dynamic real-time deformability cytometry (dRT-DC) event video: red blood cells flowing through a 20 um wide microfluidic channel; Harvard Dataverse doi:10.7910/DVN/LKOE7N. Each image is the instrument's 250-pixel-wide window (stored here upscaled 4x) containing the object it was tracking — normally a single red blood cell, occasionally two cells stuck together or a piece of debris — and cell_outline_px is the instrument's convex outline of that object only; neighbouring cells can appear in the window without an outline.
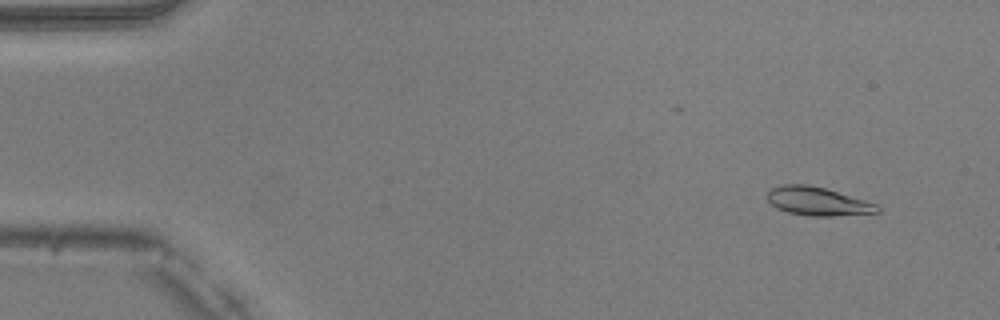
{"species": "common noctule bat (a hibernating species)", "species_latin": "Nyctalus noctula", "temperature_condition": "warm", "stored_images_in_passage": 49, "camera_frame_rate_fps": 3000, "um_per_image_px": 0.085, "animal": {"sex": "male", "body_mass_g": 20.5, "forearm_length_mm": 52.5}, "frame": {"image": 1, "passage_image": 3, "time_ms": 0.667, "image_size_px": [1000, 320], "cell_outline_px": [[880, 212], [832, 216], [808, 216], [788, 212], [776, 208], [768, 200], [768, 192], [772, 188], [784, 184], [808, 184], [824, 188], [864, 200], [876, 204], [880, 208]], "centroid_in_image_um": [69.49, 17.11], "position_along_channel_um": 15.5, "area_um2": 18.03}}
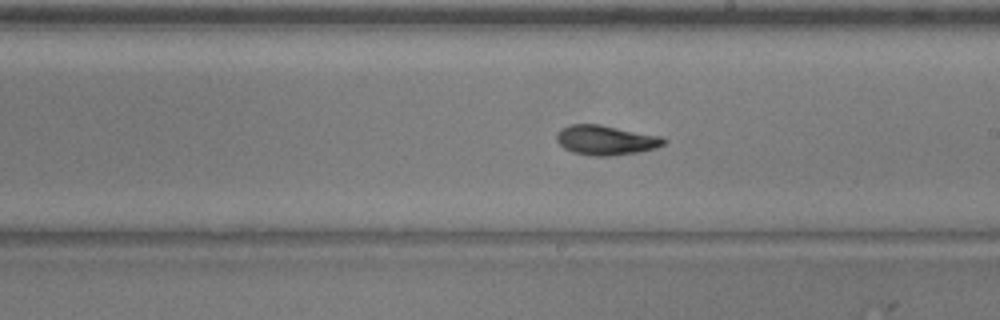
{"frame": {"image": 2, "passage_image": 28, "time_ms": 9.0, "image_size_px": [1000, 320], "cell_outline_px": [[668, 140], [664, 144], [656, 148], [636, 152], [612, 156], [588, 156], [572, 152], [564, 148], [556, 140], [556, 132], [572, 124], [600, 124], [660, 136]], "centroid_in_image_um": [51.48, 11.92], "position_along_channel_um": 237.5, "area_um2": 18.55}}
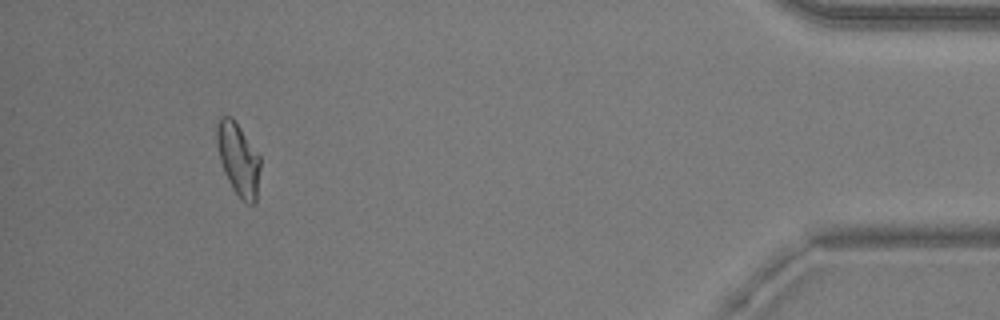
{"frame": {"image": 3, "passage_image": 46, "time_ms": 15.0, "image_size_px": [1000, 320], "cell_outline_px": [[260, 168], [256, 200], [252, 204], [248, 204], [232, 188], [224, 172], [220, 160], [216, 140], [216, 124], [220, 116], [232, 116], [260, 156]], "centroid_in_image_um": [20.24, 13.48], "position_along_channel_um": 415.0, "area_um2": 18.21}, "authors_computed_cell_mechanics": {"area_um2": 18.0914, "velocity_mm_per_s": 4.0204, "shape_relaxation_time_tau1_ms": 5.537, "shape_relaxation_time_tau2_ms": 2.4006, "deformation_change_tau1": 0.1922, "deformation_change_tau2": 0.0729}}